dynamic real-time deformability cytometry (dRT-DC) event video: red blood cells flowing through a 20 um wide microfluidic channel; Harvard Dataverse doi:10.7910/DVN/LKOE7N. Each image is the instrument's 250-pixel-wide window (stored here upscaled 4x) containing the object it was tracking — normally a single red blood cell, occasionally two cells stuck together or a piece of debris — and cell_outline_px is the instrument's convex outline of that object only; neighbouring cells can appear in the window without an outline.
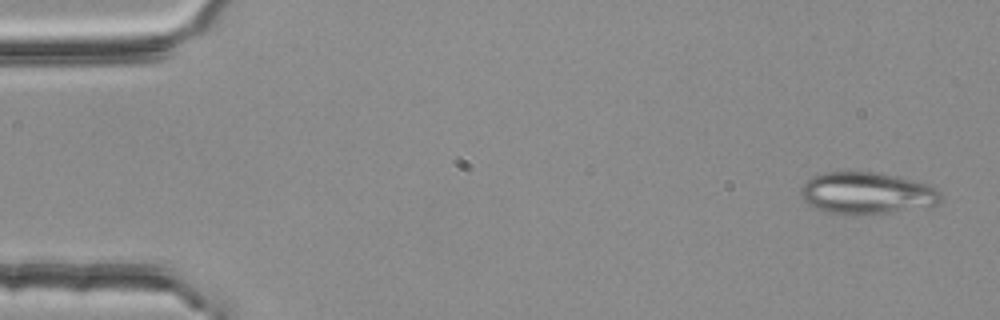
{"species": "common noctule bat (a hibernating species)", "species_latin": "Nyctalus noctula", "temperature_condition": "room temperature", "stored_images_in_passage": 3, "camera_frame_rate_fps": 3000, "um_per_image_px": 0.085, "animal": {"sex": "female", "body_mass_g": 25.1}, "frame": {"image": 1, "passage_image": 1, "time_ms": 0.0, "image_size_px": [1000, 320], "cell_outline_px": [[944, 200], [936, 204], [888, 212], [828, 212], [816, 208], [808, 204], [800, 196], [800, 188], [812, 176], [824, 172], [876, 172], [896, 176], [928, 184], [936, 188], [940, 192]], "centroid_in_image_um": [73.67, 16.37], "position_along_channel_um": 11.3, "area_um2": 33.23}}